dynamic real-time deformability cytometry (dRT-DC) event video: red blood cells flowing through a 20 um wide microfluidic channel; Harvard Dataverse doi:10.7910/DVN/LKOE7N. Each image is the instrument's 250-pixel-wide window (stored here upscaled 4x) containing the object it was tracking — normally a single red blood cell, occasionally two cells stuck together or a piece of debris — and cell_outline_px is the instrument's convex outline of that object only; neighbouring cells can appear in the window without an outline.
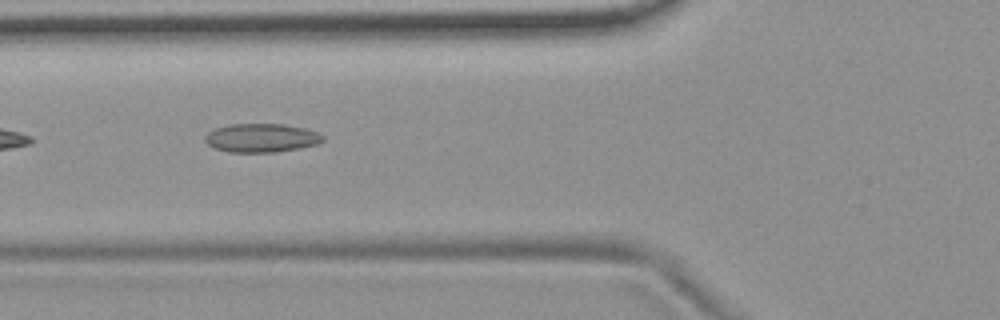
{"species": "common noctule bat (a hibernating species)", "species_latin": "Nyctalus noctula", "temperature_condition": "room temperature", "stored_images_in_passage": 6, "camera_frame_rate_fps": 3000, "um_per_image_px": 0.085, "animal": {"sex": "female", "body_mass_g": 19.9}, "frame": {"image": 1, "passage_image": 6, "time_ms": 5.667, "image_size_px": [1000, 320], "cell_outline_px": [[324, 140], [316, 144], [300, 148], [276, 152], [228, 152], [216, 148], [208, 144], [204, 140], [204, 136], [208, 132], [216, 128], [228, 124], [284, 124], [304, 128], [316, 132], [324, 136]], "centroid_in_image_um": [22.2, 11.72], "position_along_channel_um": 103.6, "area_um2": 19.65}}